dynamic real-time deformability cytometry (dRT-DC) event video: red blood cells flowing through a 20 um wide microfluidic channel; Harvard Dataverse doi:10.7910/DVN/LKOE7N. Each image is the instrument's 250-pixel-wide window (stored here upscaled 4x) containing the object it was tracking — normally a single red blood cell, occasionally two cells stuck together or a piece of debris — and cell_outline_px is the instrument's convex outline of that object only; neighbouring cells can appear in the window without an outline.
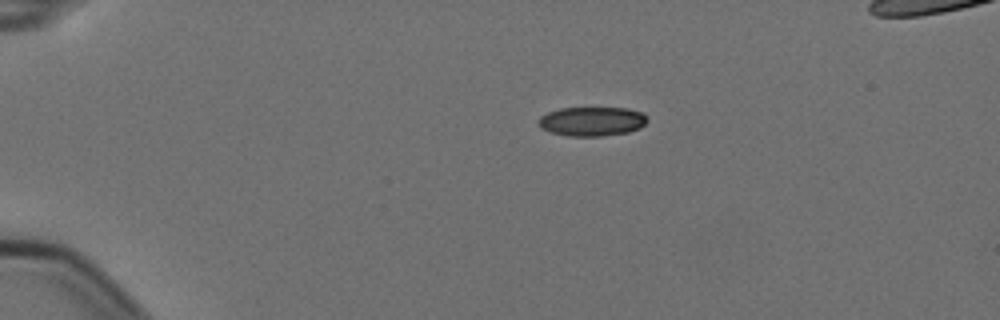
{"species": "Egyptian fruit bat (a non-hibernating species)", "species_latin": "Rousettus aegyptiacus", "temperature_condition": "cold", "stored_images_in_passage": 7, "camera_frame_rate_fps": 3000, "um_per_image_px": 0.085, "animal": {"sex": "female"}, "frame": {"image": 1, "passage_image": 3, "time_ms": 0.667, "image_size_px": [1000, 320], "cell_outline_px": [[648, 120], [640, 128], [628, 132], [600, 136], [568, 136], [552, 132], [540, 128], [536, 124], [536, 120], [540, 116], [548, 112], [560, 108], [628, 108], [644, 112], [648, 116]], "centroid_in_image_um": [50.31, 10.31], "position_along_channel_um": 34.7, "area_um2": 18.79}}